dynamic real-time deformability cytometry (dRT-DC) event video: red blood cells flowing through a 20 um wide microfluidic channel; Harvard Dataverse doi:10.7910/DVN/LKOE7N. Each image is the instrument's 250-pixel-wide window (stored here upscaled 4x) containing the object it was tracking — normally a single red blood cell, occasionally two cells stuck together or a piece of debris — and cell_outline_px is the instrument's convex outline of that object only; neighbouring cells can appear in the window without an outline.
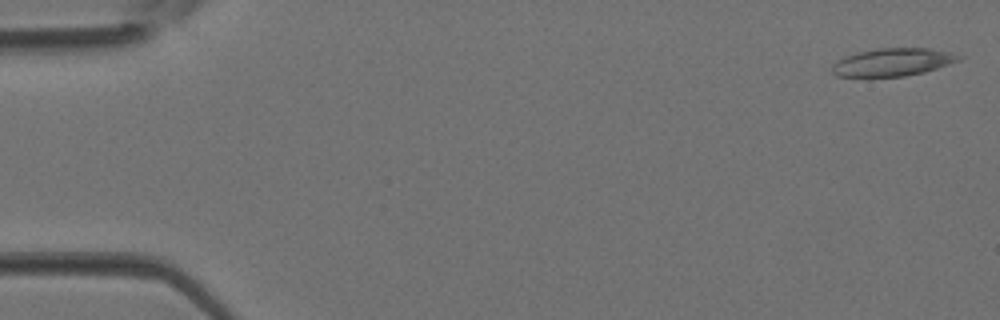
{"species": "Egyptian fruit bat (a non-hibernating species)", "species_latin": "Rousettus aegyptiacus", "temperature_condition": "room temperature", "stored_images_in_passage": 3, "camera_frame_rate_fps": 3000, "um_per_image_px": 0.085, "animal": {"sex": "female"}, "frame": {"image": 1, "passage_image": 1, "time_ms": 0.0, "image_size_px": [1000, 320], "cell_outline_px": [[964, 56], [960, 60], [924, 72], [904, 76], [868, 80], [836, 76], [832, 72], [832, 64], [836, 60], [844, 56], [856, 52], [880, 48], [928, 48], [952, 52]], "centroid_in_image_um": [75.78, 5.33], "position_along_channel_um": 9.2, "area_um2": 21.5}}
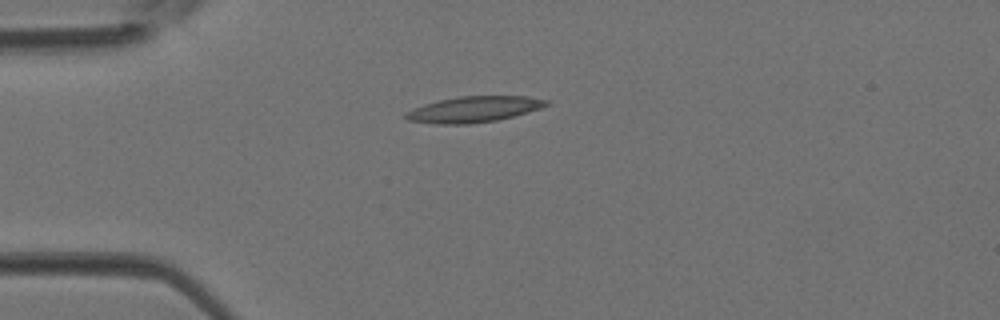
{"frame": {"image": 2, "passage_image": 3, "time_ms": 0.667, "image_size_px": [1000, 320], "cell_outline_px": [[552, 104], [528, 112], [496, 120], [468, 124], [436, 124], [408, 120], [404, 116], [404, 112], [424, 104], [440, 100], [460, 96], [528, 96], [552, 100]], "centroid_in_image_um": [40.32, 9.28], "position_along_channel_um": 44.7, "area_um2": 21.27}}